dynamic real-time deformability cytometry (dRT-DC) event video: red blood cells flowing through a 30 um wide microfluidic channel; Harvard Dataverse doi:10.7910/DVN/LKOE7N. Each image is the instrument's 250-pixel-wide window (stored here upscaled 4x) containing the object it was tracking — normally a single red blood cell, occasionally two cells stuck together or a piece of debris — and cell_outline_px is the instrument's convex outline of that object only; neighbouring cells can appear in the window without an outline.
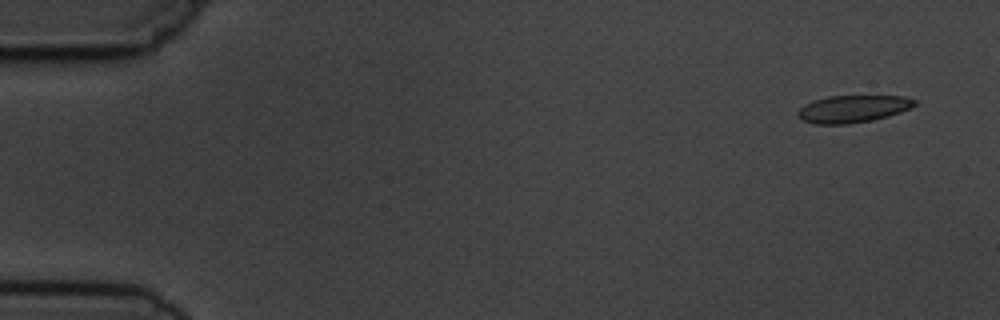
{"species": "common noctule bat (a hibernating species)", "species_latin": "Nyctalus noctula", "temperature_condition": "cold", "stored_images_in_passage": 5, "camera_frame_rate_fps": 3000, "um_per_image_px": 0.085, "animal": {"sex": "male", "body_mass_g": 19.5, "forearm_length_mm": 54.6}, "frame": {"image": 1, "passage_image": 1, "time_ms": 0.0, "image_size_px": [1000, 320], "cell_outline_px": [[916, 104], [912, 108], [888, 116], [872, 120], [848, 124], [816, 124], [804, 120], [796, 112], [804, 104], [812, 100], [828, 96], [904, 96], [916, 100]], "centroid_in_image_um": [72.51, 9.24], "position_along_channel_um": 12.5, "area_um2": 18.55}}
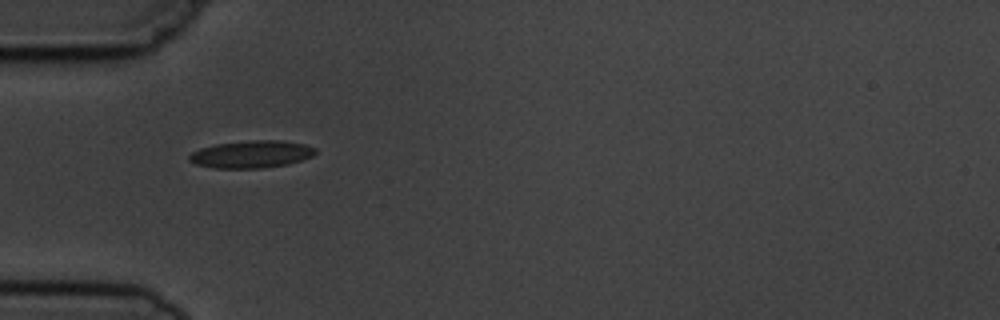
{"frame": {"image": 2, "passage_image": 5, "time_ms": 4.667, "image_size_px": [1000, 320], "cell_outline_px": [[316, 152], [312, 156], [288, 164], [260, 168], [216, 168], [196, 164], [188, 160], [188, 156], [192, 152], [200, 148], [216, 144], [252, 140], [280, 140], [304, 144], [316, 148]], "centroid_in_image_um": [21.36, 13.1], "position_along_channel_um": 63.6, "area_um2": 20.0}}